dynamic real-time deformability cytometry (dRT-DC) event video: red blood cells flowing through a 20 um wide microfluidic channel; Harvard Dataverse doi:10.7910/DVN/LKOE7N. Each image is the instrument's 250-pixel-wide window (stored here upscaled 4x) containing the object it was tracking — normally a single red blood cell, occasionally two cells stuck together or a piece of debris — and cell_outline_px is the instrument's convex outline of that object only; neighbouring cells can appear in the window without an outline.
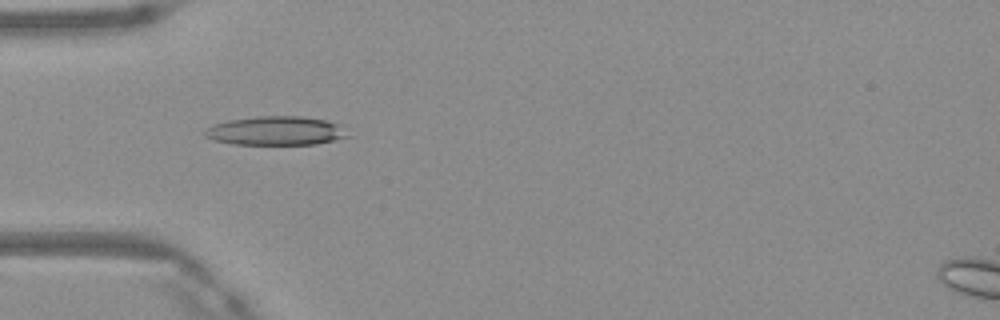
{"species": "Egyptian fruit bat (a non-hibernating species)", "species_latin": "Rousettus aegyptiacus", "temperature_condition": "warm", "stored_images_in_passage": 34, "camera_frame_rate_fps": 3000, "um_per_image_px": 0.085, "frame": {"image": 1, "passage_image": 1, "time_ms": 0.0, "image_size_px": [1000, 320], "cell_outline_px": [[348, 136], [316, 144], [232, 144], [212, 140], [204, 136], [204, 132], [208, 128], [216, 124], [228, 120], [260, 116], [300, 116], [328, 120], [336, 124]], "centroid_in_image_um": [23.38, 11.12], "position_along_channel_um": 61.6, "area_um2": 23.64}}
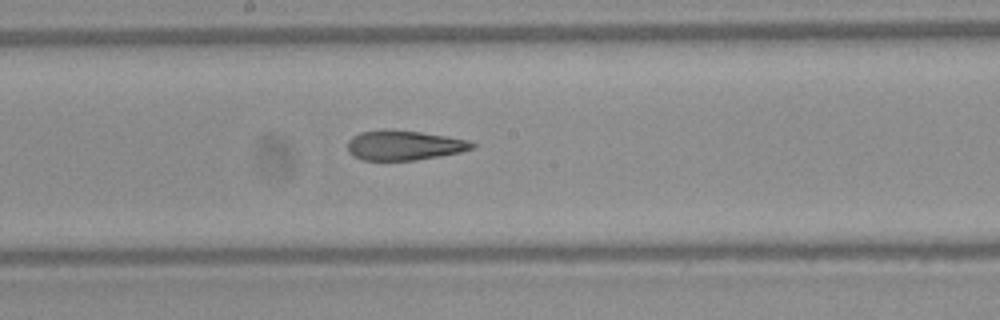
{"frame": {"image": 2, "passage_image": 12, "time_ms": 3.667, "image_size_px": [1000, 320], "cell_outline_px": [[476, 148], [460, 152], [440, 156], [416, 160], [360, 160], [352, 156], [348, 152], [348, 140], [352, 136], [360, 132], [420, 132], [468, 140], [476, 144]], "centroid_in_image_um": [34.36, 12.4], "position_along_channel_um": 213.8, "area_um2": 20.98}}
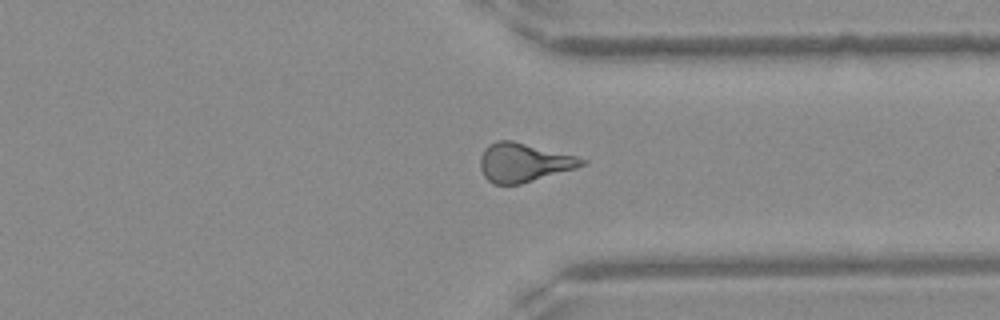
{"frame": {"image": 3, "passage_image": 23, "time_ms": 7.333, "image_size_px": [1000, 320], "cell_outline_px": [[588, 164], [576, 168], [520, 184], [492, 184], [484, 176], [480, 168], [480, 156], [484, 148], [488, 144], [496, 140], [512, 140], [576, 156], [588, 160]], "centroid_in_image_um": [44.5, 13.8], "position_along_channel_um": 366.9, "area_um2": 23.06}, "authors_computed_cell_mechanics": {"area_um2": 22.3686, "velocity_mm_per_s": 4.1858, "shape_relaxation_time_tau1_ms": 7.9663, "shape_relaxation_time_tau2_ms": 1.964, "deformation_change_tau1": 0.2419, "deformation_change_tau2": 0.1213}}